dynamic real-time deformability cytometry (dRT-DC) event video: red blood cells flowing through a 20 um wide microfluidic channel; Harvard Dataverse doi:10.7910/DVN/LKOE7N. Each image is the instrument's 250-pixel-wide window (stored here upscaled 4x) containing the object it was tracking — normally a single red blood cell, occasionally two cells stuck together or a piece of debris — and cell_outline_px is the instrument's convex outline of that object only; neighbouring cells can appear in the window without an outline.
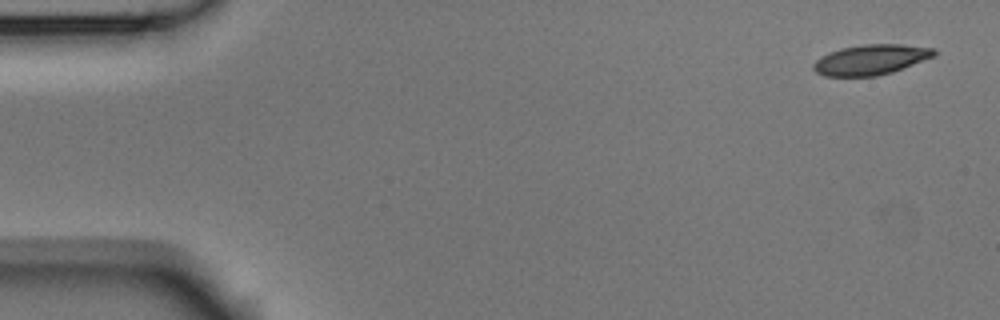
{"species": "Egyptian fruit bat (a non-hibernating species)", "species_latin": "Rousettus aegyptiacus", "temperature_condition": "room temperature", "stored_images_in_passage": 4, "camera_frame_rate_fps": 3000, "um_per_image_px": 0.085, "animal": {"sex": "male"}, "frame": {"image": 1, "passage_image": 1, "time_ms": 0.0, "image_size_px": [1000, 320], "cell_outline_px": [[940, 52], [936, 56], [892, 72], [876, 76], [824, 76], [816, 72], [812, 68], [812, 64], [816, 60], [840, 48], [864, 44], [900, 44], [936, 48]], "centroid_in_image_um": [74.08, 5.07], "position_along_channel_um": 10.9, "area_um2": 21.33}}
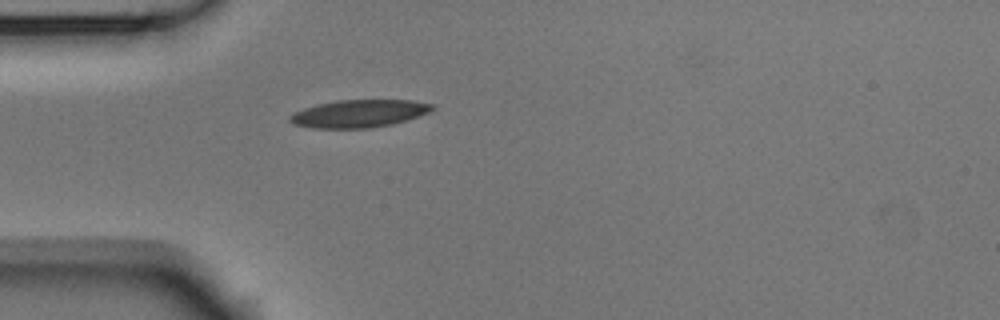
{"frame": {"image": 2, "passage_image": 4, "time_ms": 1.0, "image_size_px": [1000, 320], "cell_outline_px": [[436, 108], [428, 112], [392, 124], [372, 128], [312, 128], [292, 124], [288, 120], [288, 116], [304, 108], [320, 104], [340, 100], [412, 100], [432, 104]], "centroid_in_image_um": [30.49, 9.66], "position_along_channel_um": 54.5, "area_um2": 22.72}}